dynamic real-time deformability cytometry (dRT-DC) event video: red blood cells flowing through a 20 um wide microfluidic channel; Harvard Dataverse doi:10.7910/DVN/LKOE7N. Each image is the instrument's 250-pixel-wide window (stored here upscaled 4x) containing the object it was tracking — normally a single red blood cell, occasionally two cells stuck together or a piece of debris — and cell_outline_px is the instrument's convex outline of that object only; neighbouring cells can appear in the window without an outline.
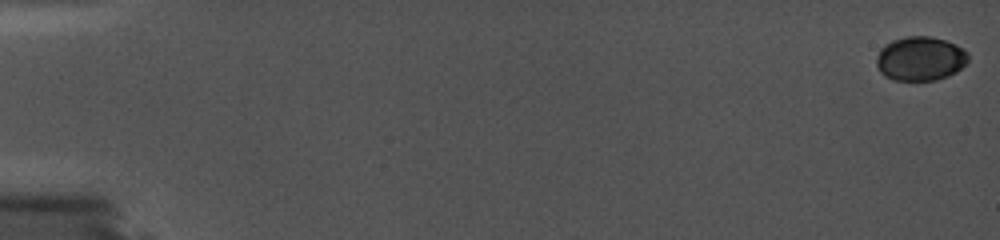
{"species": "common noctule bat (a hibernating species)", "species_latin": "Nyctalus noctula", "temperature_condition": "cold", "stored_images_in_passage": 36, "camera_frame_rate_fps": 5000, "um_per_image_px": 0.085, "animal": {"sex": "female", "body_mass_g": 19.0, "forearm_length_mm": 56.7}, "frame": {"image": 1, "passage_image": 1, "time_ms": 0.0, "image_size_px": [1000, 240], "cell_outline_px": [[968, 60], [956, 72], [948, 76], [936, 80], [892, 80], [884, 76], [880, 72], [876, 64], [876, 60], [880, 48], [884, 44], [892, 40], [904, 36], [932, 36], [956, 44], [968, 52]], "centroid_in_image_um": [78.2, 4.97], "position_along_channel_um": 6.8, "area_um2": 23.81}}
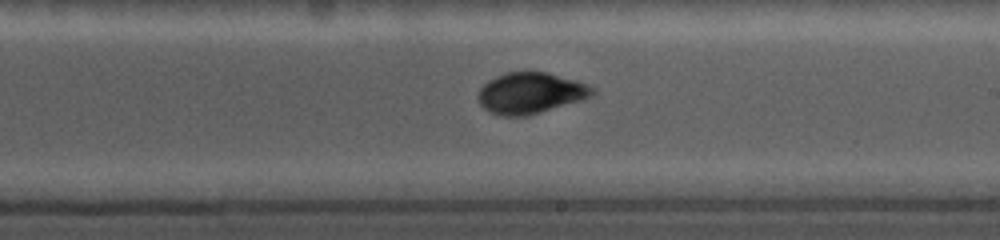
{"frame": {"image": 2, "passage_image": 23, "time_ms": 4.4, "image_size_px": [1000, 240], "cell_outline_px": [[596, 92], [592, 96], [580, 100], [528, 116], [504, 116], [488, 112], [480, 104], [476, 96], [480, 88], [488, 80], [504, 72], [548, 72], [576, 80], [596, 88]], "centroid_in_image_um": [45.07, 7.91], "position_along_channel_um": 243.9, "area_um2": 27.51}}
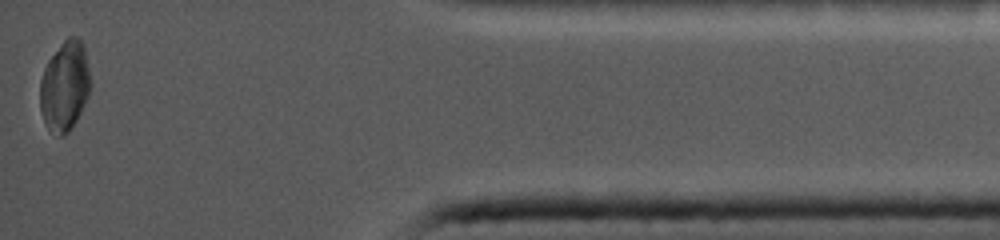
{"frame": {"image": 3, "passage_image": 36, "time_ms": 7.0, "image_size_px": [1000, 240], "cell_outline_px": [[92, 84], [88, 96], [76, 120], [68, 132], [64, 136], [60, 136], [48, 128], [44, 124], [40, 108], [40, 80], [44, 68], [48, 60], [60, 44], [68, 36], [76, 36], [84, 44]], "centroid_in_image_um": [5.51, 7.29], "position_along_channel_um": 429.7, "area_um2": 26.59}}